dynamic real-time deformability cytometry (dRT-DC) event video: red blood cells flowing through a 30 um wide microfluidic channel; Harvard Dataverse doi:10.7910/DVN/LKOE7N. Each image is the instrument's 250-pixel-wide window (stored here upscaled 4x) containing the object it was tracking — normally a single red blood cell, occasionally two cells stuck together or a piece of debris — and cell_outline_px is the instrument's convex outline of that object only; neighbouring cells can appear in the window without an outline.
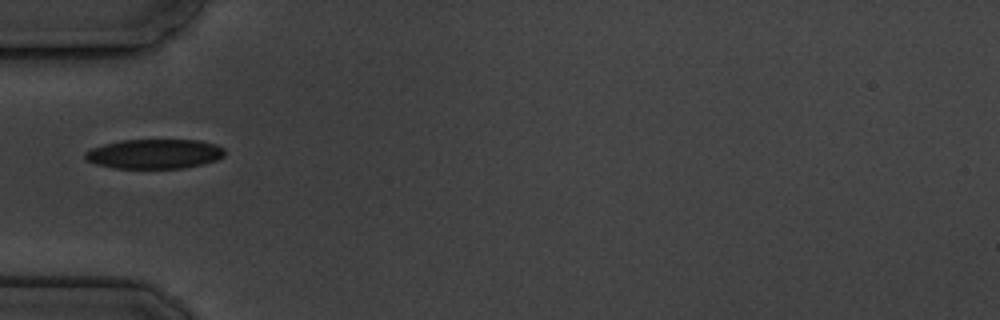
{"species": "common noctule bat (a hibernating species)", "species_latin": "Nyctalus noctula", "temperature_condition": "cold", "stored_images_in_passage": 2, "camera_frame_rate_fps": 3000, "um_per_image_px": 0.085, "animal": {"sex": "male", "body_mass_g": 19.5, "forearm_length_mm": 54.6}, "frame": {"image": 1, "passage_image": 1, "time_ms": 0.0, "image_size_px": [1000, 320], "cell_outline_px": [[224, 156], [216, 160], [200, 164], [180, 168], [112, 168], [96, 164], [88, 160], [84, 156], [84, 152], [92, 148], [104, 144], [120, 140], [200, 140], [216, 144], [224, 148]], "centroid_in_image_um": [13.12, 13.07], "position_along_channel_um": 71.9, "area_um2": 23.99}}